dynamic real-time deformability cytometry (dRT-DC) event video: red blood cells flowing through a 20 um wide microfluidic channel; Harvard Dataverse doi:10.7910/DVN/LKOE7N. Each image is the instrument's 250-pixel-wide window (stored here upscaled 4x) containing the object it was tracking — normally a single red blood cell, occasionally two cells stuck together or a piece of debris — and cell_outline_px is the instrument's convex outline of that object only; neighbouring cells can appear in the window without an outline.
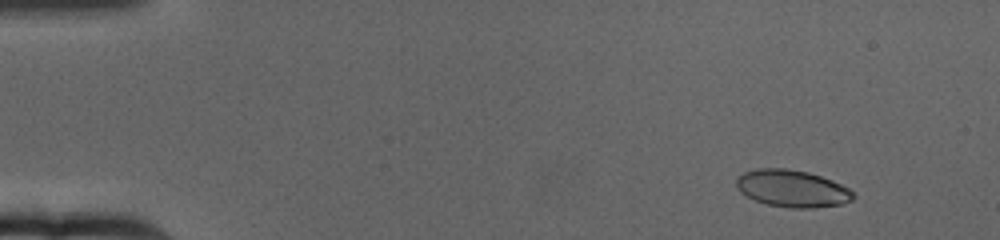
{"species": "human", "species_latin": "Homo sapiens", "temperature_condition": "cold", "stored_images_in_passage": 66, "camera_frame_rate_fps": 3000, "um_per_image_px": 0.085, "donor": {"sex": "female"}, "frame": {"image": 1, "passage_image": 7, "time_ms": 2.0, "image_size_px": [1000, 240], "cell_outline_px": [[856, 196], [852, 200], [844, 204], [812, 208], [792, 208], [768, 204], [756, 200], [740, 192], [736, 188], [736, 176], [744, 172], [756, 168], [784, 168], [808, 172], [832, 180], [848, 188]], "centroid_in_image_um": [67.33, 16.02], "position_along_channel_um": 17.7, "area_um2": 25.32}}
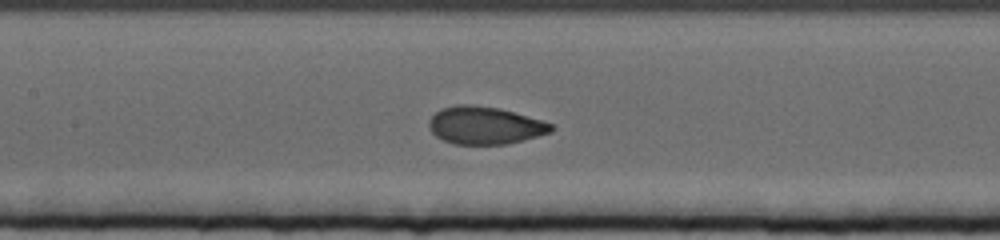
{"frame": {"image": 2, "passage_image": 32, "time_ms": 10.333, "image_size_px": [1000, 240], "cell_outline_px": [[556, 128], [552, 132], [508, 144], [456, 144], [444, 140], [436, 136], [432, 132], [428, 124], [428, 120], [440, 108], [456, 104], [468, 104], [500, 108], [540, 120], [552, 124]], "centroid_in_image_um": [41.21, 10.65], "position_along_channel_um": 166.2, "area_um2": 26.76}}
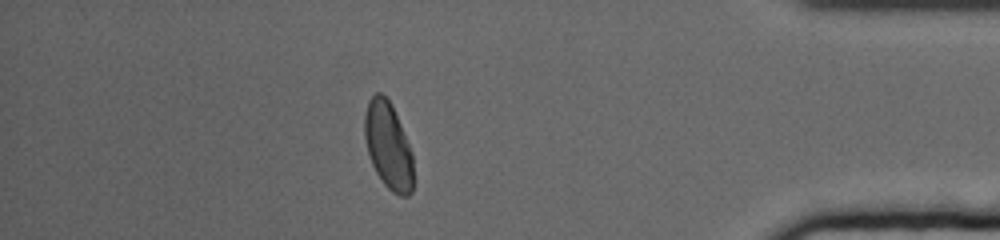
{"frame": {"image": 3, "passage_image": 58, "time_ms": 19.0, "image_size_px": [1000, 240], "cell_outline_px": [[412, 192], [408, 196], [400, 196], [392, 192], [384, 184], [376, 172], [372, 164], [368, 152], [364, 136], [364, 116], [368, 100], [376, 92], [380, 92], [392, 104], [412, 152]], "centroid_in_image_um": [32.99, 12.37], "position_along_channel_um": 402.2, "area_um2": 24.57}, "authors_computed_cell_mechanics": {"area_um2": 25.8944, "velocity_mm_per_s": 3.1325, "shape_relaxation_time_tau1_ms": 4.6833, "shape_relaxation_time_tau2_ms": null, "deformation_change_tau1": 0.1391, "deformation_change_tau2": null}}